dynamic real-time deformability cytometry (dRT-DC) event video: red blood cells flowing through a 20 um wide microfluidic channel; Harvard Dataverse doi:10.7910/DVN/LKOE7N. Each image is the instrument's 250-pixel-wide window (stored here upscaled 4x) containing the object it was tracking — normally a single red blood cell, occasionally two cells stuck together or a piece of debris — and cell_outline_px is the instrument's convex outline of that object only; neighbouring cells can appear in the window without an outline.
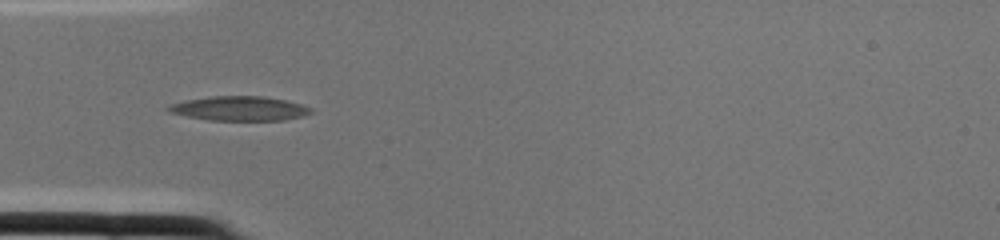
{"species": "common noctule bat (a hibernating species)", "species_latin": "Nyctalus noctula", "temperature_condition": "cold", "stored_images_in_passage": 2, "camera_frame_rate_fps": 3000, "um_per_image_px": 0.085, "animal": {"sex": "female", "body_mass_g": 22.0, "forearm_length_mm": 56.7}, "frame": {"image": 1, "passage_image": 2, "time_ms": 0.333, "image_size_px": [1000, 240], "cell_outline_px": [[312, 112], [304, 116], [284, 120], [208, 120], [168, 112], [164, 108], [172, 104], [184, 100], [212, 96], [264, 96], [284, 100], [300, 104], [312, 108]], "centroid_in_image_um": [20.34, 9.22], "position_along_channel_um": 64.7, "area_um2": 20.23}}